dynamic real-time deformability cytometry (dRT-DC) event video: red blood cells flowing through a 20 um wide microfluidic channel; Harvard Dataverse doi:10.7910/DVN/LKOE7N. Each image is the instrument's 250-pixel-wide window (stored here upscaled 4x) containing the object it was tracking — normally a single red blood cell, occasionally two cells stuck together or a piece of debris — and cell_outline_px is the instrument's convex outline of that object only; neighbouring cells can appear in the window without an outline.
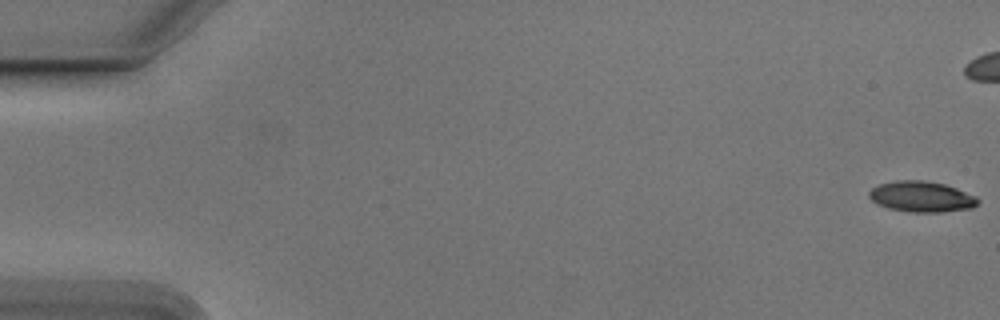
{"species": "Egyptian fruit bat (a non-hibernating species)", "species_latin": "Rousettus aegyptiacus", "temperature_condition": "cold", "stored_images_in_passage": 14, "camera_frame_rate_fps": 3000, "um_per_image_px": 0.085, "animal": {"sex": "male"}, "frame": {"image": 1, "passage_image": 1, "time_ms": 0.0, "image_size_px": [1000, 320], "cell_outline_px": [[980, 200], [972, 208], [940, 212], [912, 212], [888, 208], [872, 200], [868, 196], [868, 192], [872, 188], [880, 184], [896, 180], [924, 180], [944, 184], [956, 188], [976, 196]], "centroid_in_image_um": [78.33, 16.71], "position_along_channel_um": 6.7, "area_um2": 19.36}}